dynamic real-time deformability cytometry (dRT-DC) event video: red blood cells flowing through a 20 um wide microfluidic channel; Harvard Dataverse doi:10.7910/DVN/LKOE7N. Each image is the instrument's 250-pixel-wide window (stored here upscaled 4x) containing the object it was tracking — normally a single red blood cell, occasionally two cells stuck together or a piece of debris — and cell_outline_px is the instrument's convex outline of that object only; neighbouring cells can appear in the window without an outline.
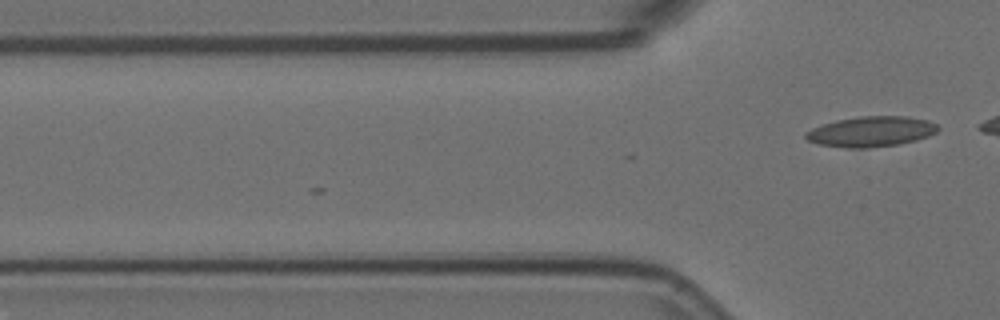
{"species": "Egyptian fruit bat (a non-hibernating species)", "species_latin": "Rousettus aegyptiacus", "temperature_condition": "room temperature", "stored_images_in_passage": 6, "camera_frame_rate_fps": 3000, "um_per_image_px": 0.085, "animal": {"sex": "female"}, "frame": {"image": 1, "passage_image": 6, "time_ms": 1.667, "image_size_px": [1000, 320], "cell_outline_px": [[940, 128], [936, 132], [928, 136], [916, 140], [896, 144], [868, 148], [844, 148], [820, 144], [808, 140], [804, 136], [804, 132], [812, 128], [836, 120], [860, 116], [904, 116], [928, 120], [936, 124]], "centroid_in_image_um": [74.03, 11.18], "position_along_channel_um": 51.8, "area_um2": 23.29}}